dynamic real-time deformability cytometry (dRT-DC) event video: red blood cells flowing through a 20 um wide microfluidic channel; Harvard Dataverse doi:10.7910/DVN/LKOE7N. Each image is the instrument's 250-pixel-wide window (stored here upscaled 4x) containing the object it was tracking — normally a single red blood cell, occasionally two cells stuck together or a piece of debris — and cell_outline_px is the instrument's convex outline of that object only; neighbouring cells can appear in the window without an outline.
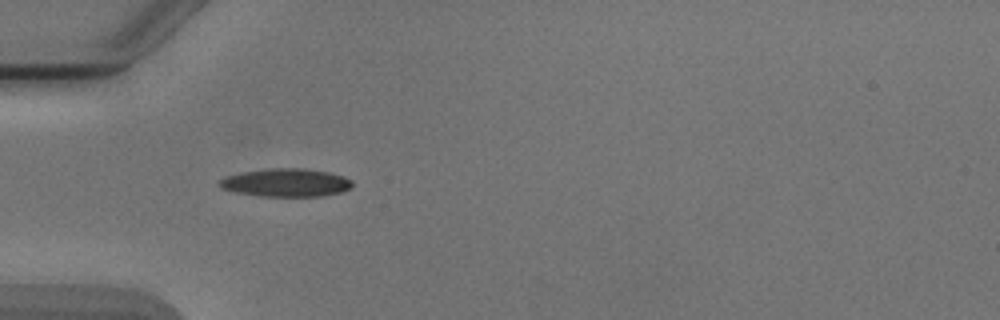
{"species": "Egyptian fruit bat (a non-hibernating species)", "species_latin": "Rousettus aegyptiacus", "temperature_condition": "cold", "stored_images_in_passage": 6, "camera_frame_rate_fps": 3000, "um_per_image_px": 0.085, "animal": {"sex": "male"}, "frame": {"image": 1, "passage_image": 5, "time_ms": 5.0, "image_size_px": [1000, 320], "cell_outline_px": [[352, 184], [348, 188], [340, 192], [320, 196], [260, 196], [236, 192], [220, 188], [216, 184], [224, 176], [244, 172], [272, 168], [304, 168], [328, 172], [344, 176], [352, 180]], "centroid_in_image_um": [24.27, 15.52], "position_along_channel_um": 60.7, "area_um2": 21.68}}
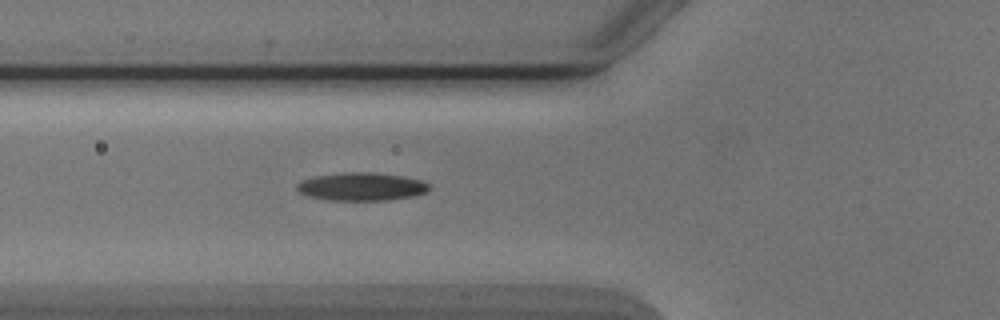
{"frame": {"image": 2, "passage_image": 6, "time_ms": 6.0, "image_size_px": [1000, 320], "cell_outline_px": [[428, 192], [416, 196], [388, 200], [332, 200], [308, 196], [300, 192], [296, 188], [296, 184], [300, 180], [316, 176], [344, 172], [372, 172], [404, 176], [424, 180], [428, 184]], "centroid_in_image_um": [30.76, 15.86], "position_along_channel_um": 95.0, "area_um2": 21.79}}